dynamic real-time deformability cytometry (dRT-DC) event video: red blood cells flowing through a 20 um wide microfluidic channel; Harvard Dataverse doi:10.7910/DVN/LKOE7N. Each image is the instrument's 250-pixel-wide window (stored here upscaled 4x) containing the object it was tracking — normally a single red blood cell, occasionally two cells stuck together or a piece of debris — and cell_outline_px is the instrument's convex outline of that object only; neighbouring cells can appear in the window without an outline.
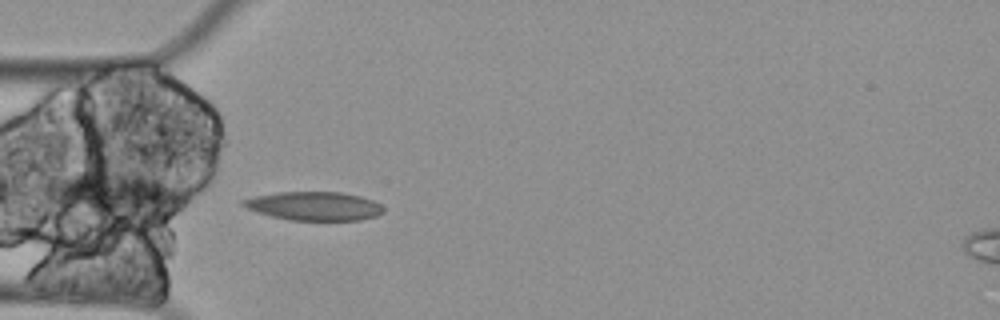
{"species": "Egyptian fruit bat (a non-hibernating species)", "species_latin": "Rousettus aegyptiacus", "temperature_condition": "cold", "stored_images_in_passage": 20, "camera_frame_rate_fps": 3000, "um_per_image_px": 0.085, "animal": {"sex": "female"}, "frame": {"image": 1, "passage_image": 17, "time_ms": 5.333, "image_size_px": [1000, 320], "cell_outline_px": [[384, 212], [376, 216], [360, 220], [288, 220], [272, 216], [248, 208], [240, 204], [240, 200], [256, 196], [280, 192], [340, 192], [360, 196], [372, 200], [380, 204], [384, 208]], "centroid_in_image_um": [26.73, 17.51], "position_along_channel_um": 58.3, "area_um2": 23.29}}